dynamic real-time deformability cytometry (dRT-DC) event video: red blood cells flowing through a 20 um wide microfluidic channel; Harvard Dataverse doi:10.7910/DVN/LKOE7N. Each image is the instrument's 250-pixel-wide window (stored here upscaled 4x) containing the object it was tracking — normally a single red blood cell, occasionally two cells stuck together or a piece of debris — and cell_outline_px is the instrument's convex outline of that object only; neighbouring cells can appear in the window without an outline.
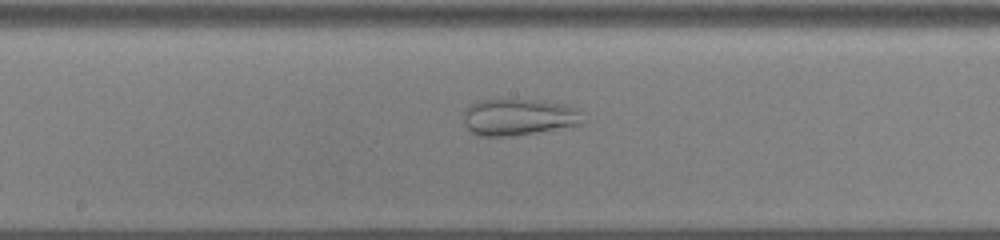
{"species": "common noctule bat (a hibernating species)", "species_latin": "Nyctalus noctula", "temperature_condition": "cold", "stored_images_in_passage": 58, "camera_frame_rate_fps": 3000, "um_per_image_px": 0.085, "animal": {"sex": "male", "body_mass_g": 13.0, "forearm_length_mm": 53.1}, "frame": {"image": 1, "passage_image": 32, "time_ms": 10.333, "image_size_px": [1000, 240], "cell_outline_px": [[584, 124], [516, 136], [480, 136], [472, 132], [464, 124], [464, 108], [480, 100], [536, 100], [564, 104], [576, 108], [584, 120]], "centroid_in_image_um": [44.09, 9.97], "position_along_channel_um": 204.1, "area_um2": 25.49}}
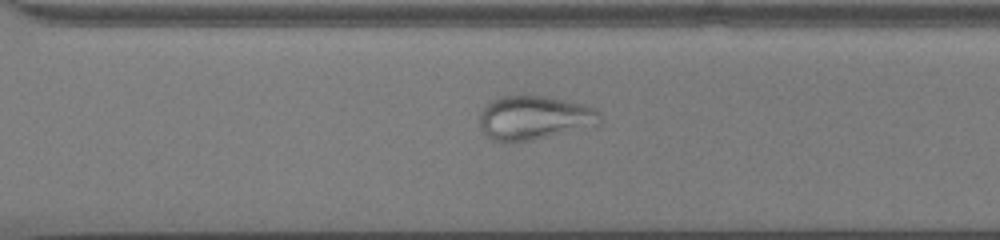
{"frame": {"image": 2, "passage_image": 42, "time_ms": 13.667, "image_size_px": [1000, 240], "cell_outline_px": [[600, 124], [532, 140], [492, 140], [480, 128], [480, 116], [484, 108], [496, 96], [544, 96], [564, 100], [596, 108], [600, 112]], "centroid_in_image_um": [45.42, 9.99], "position_along_channel_um": 325.2, "area_um2": 30.17}}
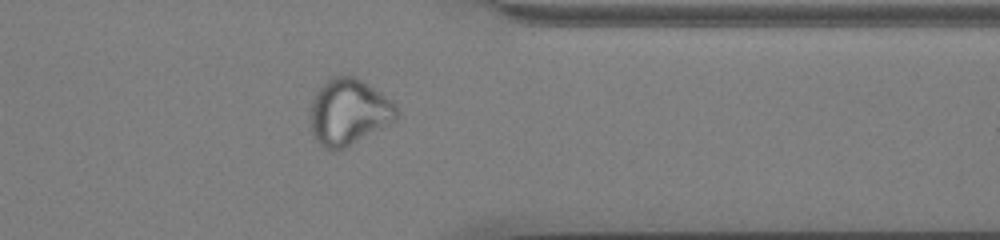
{"frame": {"image": 3, "passage_image": 47, "time_ms": 15.333, "image_size_px": [1000, 240], "cell_outline_px": [[400, 112], [396, 120], [344, 148], [332, 152], [324, 148], [316, 140], [312, 132], [308, 120], [312, 100], [316, 92], [324, 80], [332, 76], [356, 76], [380, 92]], "centroid_in_image_um": [29.58, 9.52], "position_along_channel_um": 381.8, "area_um2": 33.35}}